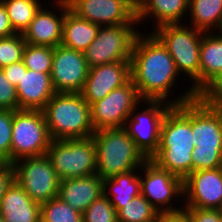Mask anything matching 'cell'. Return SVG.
<instances>
[{
	"label": "cell",
	"instance_id": "cell-1",
	"mask_svg": "<svg viewBox=\"0 0 222 222\" xmlns=\"http://www.w3.org/2000/svg\"><path fill=\"white\" fill-rule=\"evenodd\" d=\"M178 76L174 60L162 43L152 33L144 36L140 32L135 38L131 55V79L140 98L165 101L173 106L195 99L196 94L191 88L173 101L168 99Z\"/></svg>",
	"mask_w": 222,
	"mask_h": 222
},
{
	"label": "cell",
	"instance_id": "cell-2",
	"mask_svg": "<svg viewBox=\"0 0 222 222\" xmlns=\"http://www.w3.org/2000/svg\"><path fill=\"white\" fill-rule=\"evenodd\" d=\"M194 147L191 100L167 111L160 128L159 149L150 160L183 181L192 172Z\"/></svg>",
	"mask_w": 222,
	"mask_h": 222
},
{
	"label": "cell",
	"instance_id": "cell-3",
	"mask_svg": "<svg viewBox=\"0 0 222 222\" xmlns=\"http://www.w3.org/2000/svg\"><path fill=\"white\" fill-rule=\"evenodd\" d=\"M52 140L87 138L95 132L81 93L56 92L42 110Z\"/></svg>",
	"mask_w": 222,
	"mask_h": 222
},
{
	"label": "cell",
	"instance_id": "cell-4",
	"mask_svg": "<svg viewBox=\"0 0 222 222\" xmlns=\"http://www.w3.org/2000/svg\"><path fill=\"white\" fill-rule=\"evenodd\" d=\"M92 138L97 147L96 173L102 179L140 169L148 160L124 128L100 129Z\"/></svg>",
	"mask_w": 222,
	"mask_h": 222
},
{
	"label": "cell",
	"instance_id": "cell-5",
	"mask_svg": "<svg viewBox=\"0 0 222 222\" xmlns=\"http://www.w3.org/2000/svg\"><path fill=\"white\" fill-rule=\"evenodd\" d=\"M192 172L222 167V112L192 100Z\"/></svg>",
	"mask_w": 222,
	"mask_h": 222
},
{
	"label": "cell",
	"instance_id": "cell-6",
	"mask_svg": "<svg viewBox=\"0 0 222 222\" xmlns=\"http://www.w3.org/2000/svg\"><path fill=\"white\" fill-rule=\"evenodd\" d=\"M167 49L178 74L190 77V88L199 91V64L202 35L205 33L182 23L153 27L151 32Z\"/></svg>",
	"mask_w": 222,
	"mask_h": 222
},
{
	"label": "cell",
	"instance_id": "cell-7",
	"mask_svg": "<svg viewBox=\"0 0 222 222\" xmlns=\"http://www.w3.org/2000/svg\"><path fill=\"white\" fill-rule=\"evenodd\" d=\"M46 156L60 181L96 173L97 147L92 136L52 140Z\"/></svg>",
	"mask_w": 222,
	"mask_h": 222
},
{
	"label": "cell",
	"instance_id": "cell-8",
	"mask_svg": "<svg viewBox=\"0 0 222 222\" xmlns=\"http://www.w3.org/2000/svg\"><path fill=\"white\" fill-rule=\"evenodd\" d=\"M51 141L43 111H13L11 164L25 157L46 155Z\"/></svg>",
	"mask_w": 222,
	"mask_h": 222
},
{
	"label": "cell",
	"instance_id": "cell-9",
	"mask_svg": "<svg viewBox=\"0 0 222 222\" xmlns=\"http://www.w3.org/2000/svg\"><path fill=\"white\" fill-rule=\"evenodd\" d=\"M135 25L138 23L100 26L95 40L83 52L88 67L131 61L133 44L140 33Z\"/></svg>",
	"mask_w": 222,
	"mask_h": 222
},
{
	"label": "cell",
	"instance_id": "cell-10",
	"mask_svg": "<svg viewBox=\"0 0 222 222\" xmlns=\"http://www.w3.org/2000/svg\"><path fill=\"white\" fill-rule=\"evenodd\" d=\"M14 180L37 203L58 197L60 179L46 155L25 157L12 163Z\"/></svg>",
	"mask_w": 222,
	"mask_h": 222
},
{
	"label": "cell",
	"instance_id": "cell-11",
	"mask_svg": "<svg viewBox=\"0 0 222 222\" xmlns=\"http://www.w3.org/2000/svg\"><path fill=\"white\" fill-rule=\"evenodd\" d=\"M145 110L137 112L139 103L127 118L124 129L135 141L137 148L150 159L159 149L160 128L167 111L173 106L159 100H142ZM136 113V114H135Z\"/></svg>",
	"mask_w": 222,
	"mask_h": 222
},
{
	"label": "cell",
	"instance_id": "cell-12",
	"mask_svg": "<svg viewBox=\"0 0 222 222\" xmlns=\"http://www.w3.org/2000/svg\"><path fill=\"white\" fill-rule=\"evenodd\" d=\"M142 102L132 79L112 90L106 97L90 105L91 123L95 131L124 128L131 111Z\"/></svg>",
	"mask_w": 222,
	"mask_h": 222
},
{
	"label": "cell",
	"instance_id": "cell-13",
	"mask_svg": "<svg viewBox=\"0 0 222 222\" xmlns=\"http://www.w3.org/2000/svg\"><path fill=\"white\" fill-rule=\"evenodd\" d=\"M142 168L139 169L144 174L140 176L141 194L160 213L181 211L183 208H177L171 202L179 196L183 198V181L168 170L158 167L150 159Z\"/></svg>",
	"mask_w": 222,
	"mask_h": 222
},
{
	"label": "cell",
	"instance_id": "cell-14",
	"mask_svg": "<svg viewBox=\"0 0 222 222\" xmlns=\"http://www.w3.org/2000/svg\"><path fill=\"white\" fill-rule=\"evenodd\" d=\"M78 17L99 26L137 22V5L133 0H67Z\"/></svg>",
	"mask_w": 222,
	"mask_h": 222
},
{
	"label": "cell",
	"instance_id": "cell-15",
	"mask_svg": "<svg viewBox=\"0 0 222 222\" xmlns=\"http://www.w3.org/2000/svg\"><path fill=\"white\" fill-rule=\"evenodd\" d=\"M89 67L83 52L63 46L53 48L51 80L55 92L81 93Z\"/></svg>",
	"mask_w": 222,
	"mask_h": 222
},
{
	"label": "cell",
	"instance_id": "cell-16",
	"mask_svg": "<svg viewBox=\"0 0 222 222\" xmlns=\"http://www.w3.org/2000/svg\"><path fill=\"white\" fill-rule=\"evenodd\" d=\"M183 197L185 207L220 209L222 167L191 172L183 180Z\"/></svg>",
	"mask_w": 222,
	"mask_h": 222
},
{
	"label": "cell",
	"instance_id": "cell-17",
	"mask_svg": "<svg viewBox=\"0 0 222 222\" xmlns=\"http://www.w3.org/2000/svg\"><path fill=\"white\" fill-rule=\"evenodd\" d=\"M130 79L131 61L112 62L89 68L81 94L91 105L106 97L115 88L126 84Z\"/></svg>",
	"mask_w": 222,
	"mask_h": 222
},
{
	"label": "cell",
	"instance_id": "cell-18",
	"mask_svg": "<svg viewBox=\"0 0 222 222\" xmlns=\"http://www.w3.org/2000/svg\"><path fill=\"white\" fill-rule=\"evenodd\" d=\"M55 1L57 10L60 12H53V10L46 9L47 6L45 8L42 6L22 34L27 44L54 48L62 43L64 17L70 8L67 0ZM56 12H59V15Z\"/></svg>",
	"mask_w": 222,
	"mask_h": 222
},
{
	"label": "cell",
	"instance_id": "cell-19",
	"mask_svg": "<svg viewBox=\"0 0 222 222\" xmlns=\"http://www.w3.org/2000/svg\"><path fill=\"white\" fill-rule=\"evenodd\" d=\"M55 93L50 73L27 69L16 86L18 109L42 111Z\"/></svg>",
	"mask_w": 222,
	"mask_h": 222
},
{
	"label": "cell",
	"instance_id": "cell-20",
	"mask_svg": "<svg viewBox=\"0 0 222 222\" xmlns=\"http://www.w3.org/2000/svg\"><path fill=\"white\" fill-rule=\"evenodd\" d=\"M103 194V179L97 174L60 181L58 197L83 214Z\"/></svg>",
	"mask_w": 222,
	"mask_h": 222
},
{
	"label": "cell",
	"instance_id": "cell-21",
	"mask_svg": "<svg viewBox=\"0 0 222 222\" xmlns=\"http://www.w3.org/2000/svg\"><path fill=\"white\" fill-rule=\"evenodd\" d=\"M40 213L41 204L32 200L14 180L0 203V214L4 222H38Z\"/></svg>",
	"mask_w": 222,
	"mask_h": 222
},
{
	"label": "cell",
	"instance_id": "cell-22",
	"mask_svg": "<svg viewBox=\"0 0 222 222\" xmlns=\"http://www.w3.org/2000/svg\"><path fill=\"white\" fill-rule=\"evenodd\" d=\"M190 0H139L137 5L138 24L148 17H153L155 27L164 24L182 23L189 14ZM155 18V19H154Z\"/></svg>",
	"mask_w": 222,
	"mask_h": 222
},
{
	"label": "cell",
	"instance_id": "cell-23",
	"mask_svg": "<svg viewBox=\"0 0 222 222\" xmlns=\"http://www.w3.org/2000/svg\"><path fill=\"white\" fill-rule=\"evenodd\" d=\"M138 171V169H134L103 179V194L110 199L116 212L128 201L141 194V180L140 175H137Z\"/></svg>",
	"mask_w": 222,
	"mask_h": 222
},
{
	"label": "cell",
	"instance_id": "cell-24",
	"mask_svg": "<svg viewBox=\"0 0 222 222\" xmlns=\"http://www.w3.org/2000/svg\"><path fill=\"white\" fill-rule=\"evenodd\" d=\"M100 26L78 17L70 9L66 12L63 22L62 45L79 52L95 40Z\"/></svg>",
	"mask_w": 222,
	"mask_h": 222
},
{
	"label": "cell",
	"instance_id": "cell-25",
	"mask_svg": "<svg viewBox=\"0 0 222 222\" xmlns=\"http://www.w3.org/2000/svg\"><path fill=\"white\" fill-rule=\"evenodd\" d=\"M221 71L222 37L215 32L204 33L200 48L199 90Z\"/></svg>",
	"mask_w": 222,
	"mask_h": 222
},
{
	"label": "cell",
	"instance_id": "cell-26",
	"mask_svg": "<svg viewBox=\"0 0 222 222\" xmlns=\"http://www.w3.org/2000/svg\"><path fill=\"white\" fill-rule=\"evenodd\" d=\"M189 14L190 26L205 33L216 32L222 24V0H190Z\"/></svg>",
	"mask_w": 222,
	"mask_h": 222
},
{
	"label": "cell",
	"instance_id": "cell-27",
	"mask_svg": "<svg viewBox=\"0 0 222 222\" xmlns=\"http://www.w3.org/2000/svg\"><path fill=\"white\" fill-rule=\"evenodd\" d=\"M6 9L11 26L16 33L23 34L43 6L40 0H0Z\"/></svg>",
	"mask_w": 222,
	"mask_h": 222
},
{
	"label": "cell",
	"instance_id": "cell-28",
	"mask_svg": "<svg viewBox=\"0 0 222 222\" xmlns=\"http://www.w3.org/2000/svg\"><path fill=\"white\" fill-rule=\"evenodd\" d=\"M159 211L142 195L134 197L117 212L118 222H155Z\"/></svg>",
	"mask_w": 222,
	"mask_h": 222
},
{
	"label": "cell",
	"instance_id": "cell-29",
	"mask_svg": "<svg viewBox=\"0 0 222 222\" xmlns=\"http://www.w3.org/2000/svg\"><path fill=\"white\" fill-rule=\"evenodd\" d=\"M40 218L45 222H83V214L74 210L59 197L41 204Z\"/></svg>",
	"mask_w": 222,
	"mask_h": 222
},
{
	"label": "cell",
	"instance_id": "cell-30",
	"mask_svg": "<svg viewBox=\"0 0 222 222\" xmlns=\"http://www.w3.org/2000/svg\"><path fill=\"white\" fill-rule=\"evenodd\" d=\"M22 61L29 70L50 73L53 61V48L26 43Z\"/></svg>",
	"mask_w": 222,
	"mask_h": 222
},
{
	"label": "cell",
	"instance_id": "cell-31",
	"mask_svg": "<svg viewBox=\"0 0 222 222\" xmlns=\"http://www.w3.org/2000/svg\"><path fill=\"white\" fill-rule=\"evenodd\" d=\"M26 46L24 37L16 33L9 37L0 38V69L18 61H22Z\"/></svg>",
	"mask_w": 222,
	"mask_h": 222
},
{
	"label": "cell",
	"instance_id": "cell-32",
	"mask_svg": "<svg viewBox=\"0 0 222 222\" xmlns=\"http://www.w3.org/2000/svg\"><path fill=\"white\" fill-rule=\"evenodd\" d=\"M83 222H118L116 209L102 194L83 212Z\"/></svg>",
	"mask_w": 222,
	"mask_h": 222
},
{
	"label": "cell",
	"instance_id": "cell-33",
	"mask_svg": "<svg viewBox=\"0 0 222 222\" xmlns=\"http://www.w3.org/2000/svg\"><path fill=\"white\" fill-rule=\"evenodd\" d=\"M13 110L0 109V162L11 164Z\"/></svg>",
	"mask_w": 222,
	"mask_h": 222
},
{
	"label": "cell",
	"instance_id": "cell-34",
	"mask_svg": "<svg viewBox=\"0 0 222 222\" xmlns=\"http://www.w3.org/2000/svg\"><path fill=\"white\" fill-rule=\"evenodd\" d=\"M196 99L209 107L222 103V71L213 76L197 93Z\"/></svg>",
	"mask_w": 222,
	"mask_h": 222
},
{
	"label": "cell",
	"instance_id": "cell-35",
	"mask_svg": "<svg viewBox=\"0 0 222 222\" xmlns=\"http://www.w3.org/2000/svg\"><path fill=\"white\" fill-rule=\"evenodd\" d=\"M0 109L18 110L16 87L8 80L2 69H0Z\"/></svg>",
	"mask_w": 222,
	"mask_h": 222
},
{
	"label": "cell",
	"instance_id": "cell-36",
	"mask_svg": "<svg viewBox=\"0 0 222 222\" xmlns=\"http://www.w3.org/2000/svg\"><path fill=\"white\" fill-rule=\"evenodd\" d=\"M189 222H222L220 209L184 207Z\"/></svg>",
	"mask_w": 222,
	"mask_h": 222
},
{
	"label": "cell",
	"instance_id": "cell-37",
	"mask_svg": "<svg viewBox=\"0 0 222 222\" xmlns=\"http://www.w3.org/2000/svg\"><path fill=\"white\" fill-rule=\"evenodd\" d=\"M14 181V169L12 164L0 162V203L7 188Z\"/></svg>",
	"mask_w": 222,
	"mask_h": 222
},
{
	"label": "cell",
	"instance_id": "cell-38",
	"mask_svg": "<svg viewBox=\"0 0 222 222\" xmlns=\"http://www.w3.org/2000/svg\"><path fill=\"white\" fill-rule=\"evenodd\" d=\"M8 80L16 87L23 77V71H27L23 61H18L2 68Z\"/></svg>",
	"mask_w": 222,
	"mask_h": 222
},
{
	"label": "cell",
	"instance_id": "cell-39",
	"mask_svg": "<svg viewBox=\"0 0 222 222\" xmlns=\"http://www.w3.org/2000/svg\"><path fill=\"white\" fill-rule=\"evenodd\" d=\"M16 34L11 26L4 4L0 1V38Z\"/></svg>",
	"mask_w": 222,
	"mask_h": 222
},
{
	"label": "cell",
	"instance_id": "cell-40",
	"mask_svg": "<svg viewBox=\"0 0 222 222\" xmlns=\"http://www.w3.org/2000/svg\"><path fill=\"white\" fill-rule=\"evenodd\" d=\"M155 222H189L186 214L181 210L178 212L159 213Z\"/></svg>",
	"mask_w": 222,
	"mask_h": 222
},
{
	"label": "cell",
	"instance_id": "cell-41",
	"mask_svg": "<svg viewBox=\"0 0 222 222\" xmlns=\"http://www.w3.org/2000/svg\"><path fill=\"white\" fill-rule=\"evenodd\" d=\"M217 31H218V32H216V33H219V35L222 37V24H221L219 30H217Z\"/></svg>",
	"mask_w": 222,
	"mask_h": 222
},
{
	"label": "cell",
	"instance_id": "cell-42",
	"mask_svg": "<svg viewBox=\"0 0 222 222\" xmlns=\"http://www.w3.org/2000/svg\"><path fill=\"white\" fill-rule=\"evenodd\" d=\"M217 108L222 112V103Z\"/></svg>",
	"mask_w": 222,
	"mask_h": 222
},
{
	"label": "cell",
	"instance_id": "cell-43",
	"mask_svg": "<svg viewBox=\"0 0 222 222\" xmlns=\"http://www.w3.org/2000/svg\"><path fill=\"white\" fill-rule=\"evenodd\" d=\"M0 222H4V219H3V217L1 216V214H0Z\"/></svg>",
	"mask_w": 222,
	"mask_h": 222
}]
</instances>
